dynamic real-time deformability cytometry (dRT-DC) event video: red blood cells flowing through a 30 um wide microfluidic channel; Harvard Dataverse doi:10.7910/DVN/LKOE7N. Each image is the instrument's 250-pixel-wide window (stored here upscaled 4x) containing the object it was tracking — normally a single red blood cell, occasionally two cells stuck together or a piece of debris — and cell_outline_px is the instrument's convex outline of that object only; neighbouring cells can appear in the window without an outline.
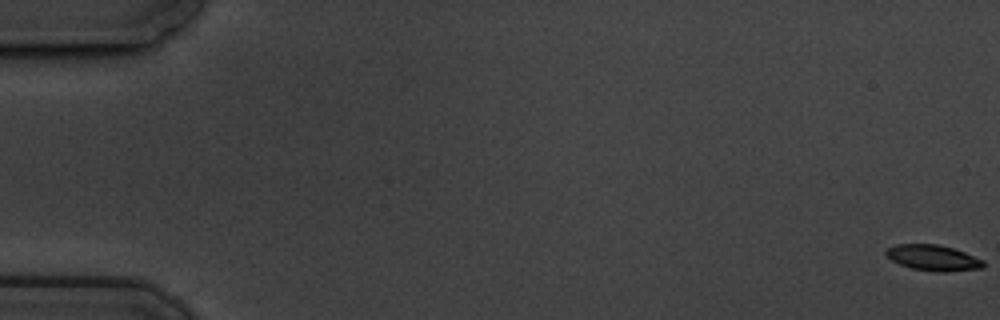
{"species": "common noctule bat (a hibernating species)", "species_latin": "Nyctalus noctula", "temperature_condition": "cold", "stored_images_in_passage": 52, "camera_frame_rate_fps": 3000, "um_per_image_px": 0.085, "animal": {"sex": "male", "body_mass_g": 19.5, "forearm_length_mm": 54.6}, "frame": {"image": 1, "passage_image": 1, "time_ms": 0.0, "image_size_px": [1000, 320], "cell_outline_px": [[984, 268], [944, 272], [936, 272], [912, 268], [900, 264], [892, 260], [884, 252], [888, 248], [896, 244], [940, 244], [964, 252], [984, 260]], "centroid_in_image_um": [79.33, 21.91], "position_along_channel_um": 5.7, "area_um2": 14.57}}
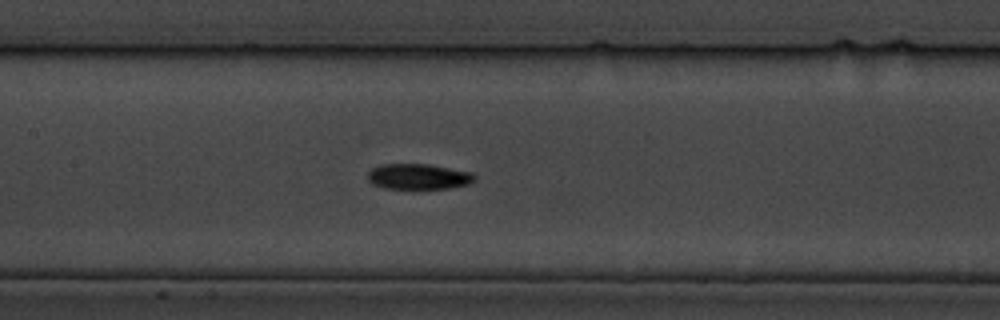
{"frame": {"image": 2, "passage_image": 30, "time_ms": 9.667, "image_size_px": [1000, 320], "cell_outline_px": [[476, 180], [468, 184], [448, 188], [384, 188], [372, 184], [368, 180], [368, 172], [372, 168], [380, 164], [428, 164], [472, 172], [476, 176]], "centroid_in_image_um": [35.56, 15.0], "position_along_channel_um": 171.8, "area_um2": 15.9}}
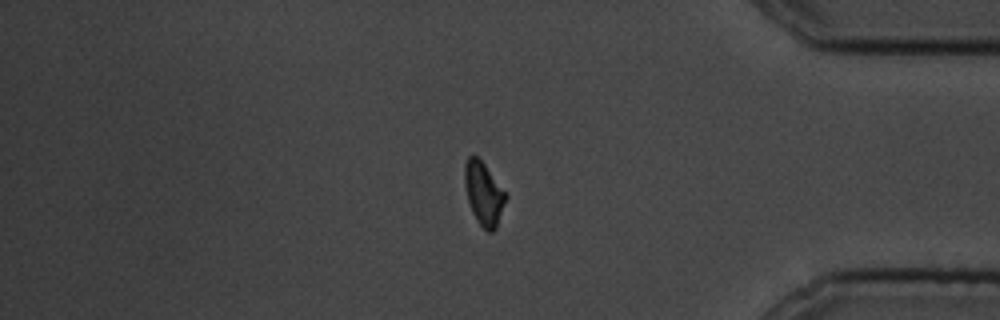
{"frame": {"image": 3, "passage_image": 52, "time_ms": 17.0, "image_size_px": [1000, 320], "cell_outline_px": [[508, 196], [496, 228], [492, 232], [488, 232], [476, 220], [472, 212], [468, 200], [464, 184], [464, 164], [468, 156], [476, 156], [484, 164], [508, 192]], "centroid_in_image_um": [41.14, 16.45], "position_along_channel_um": 394.1, "area_um2": 15.32}, "authors_computed_cell_mechanics": {"area_um2": 15.606, "velocity_mm_per_s": 3.3564, "shape_relaxation_time_tau1_ms": 2.5973, "shape_relaxation_time_tau2_ms": null, "deformation_change_tau1": 0.1008, "deformation_change_tau2": null}}